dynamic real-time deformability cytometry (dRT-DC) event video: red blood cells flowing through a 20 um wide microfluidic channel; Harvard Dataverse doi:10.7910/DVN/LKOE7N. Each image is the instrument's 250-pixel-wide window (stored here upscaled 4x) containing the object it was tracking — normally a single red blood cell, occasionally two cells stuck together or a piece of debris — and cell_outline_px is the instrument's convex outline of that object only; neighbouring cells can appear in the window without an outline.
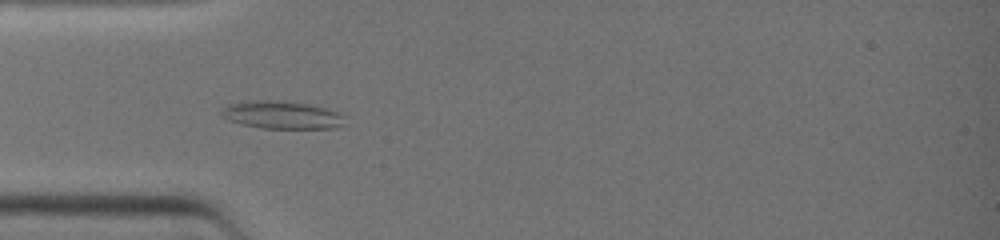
{"species": "common noctule bat (a hibernating species)", "species_latin": "Nyctalus noctula", "temperature_condition": "warm", "stored_images_in_passage": 40, "camera_frame_rate_fps": 3000, "um_per_image_px": 0.085, "animal": {"sex": "female", "body_mass_g": 19.0, "forearm_length_mm": 51.5}, "frame": {"image": 1, "passage_image": 14, "time_ms": 4.0, "image_size_px": [1000, 240], "cell_outline_px": [[344, 116], [340, 124], [336, 128], [260, 128], [240, 124], [228, 120], [220, 116], [220, 108], [228, 104], [252, 100], [272, 100], [304, 104], [324, 108], [336, 112]], "centroid_in_image_um": [23.82, 9.77], "position_along_channel_um": 61.2, "area_um2": 19.71}}
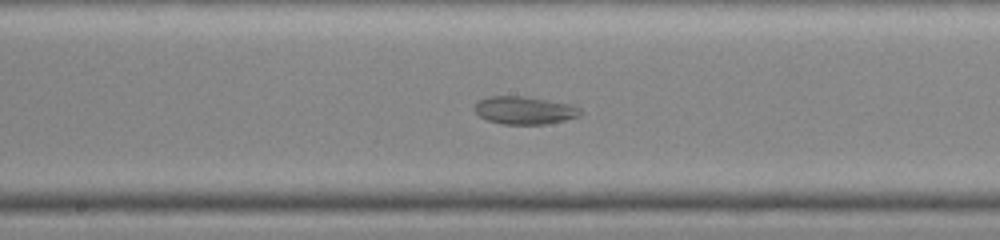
{"frame": {"image": 2, "passage_image": 23, "time_ms": 7.0, "image_size_px": [1000, 240], "cell_outline_px": [[584, 112], [580, 116], [564, 120], [544, 124], [504, 124], [488, 120], [480, 116], [472, 108], [476, 100], [488, 96], [524, 96], [576, 104]], "centroid_in_image_um": [44.6, 9.35], "position_along_channel_um": 203.6, "area_um2": 17.51}}
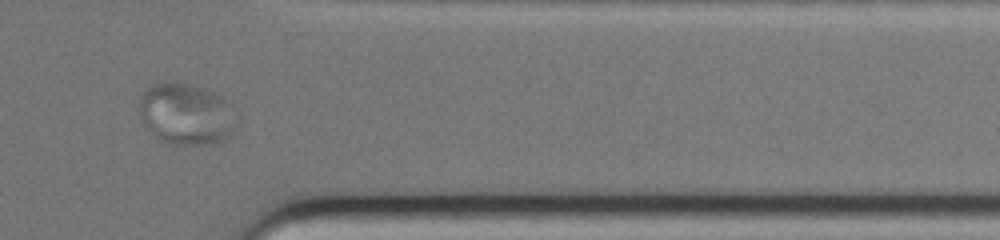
{"frame": {"image": 3, "passage_image": 35, "time_ms": 11.0, "image_size_px": [1000, 240], "cell_outline_px": [[240, 120], [232, 136], [224, 140], [212, 144], [168, 144], [156, 140], [144, 124], [140, 112], [140, 92], [144, 88], [152, 84], [188, 84], [204, 88], [216, 92], [224, 96], [228, 100]], "centroid_in_image_um": [15.89, 9.72], "position_along_channel_um": 395.5, "area_um2": 35.66}}